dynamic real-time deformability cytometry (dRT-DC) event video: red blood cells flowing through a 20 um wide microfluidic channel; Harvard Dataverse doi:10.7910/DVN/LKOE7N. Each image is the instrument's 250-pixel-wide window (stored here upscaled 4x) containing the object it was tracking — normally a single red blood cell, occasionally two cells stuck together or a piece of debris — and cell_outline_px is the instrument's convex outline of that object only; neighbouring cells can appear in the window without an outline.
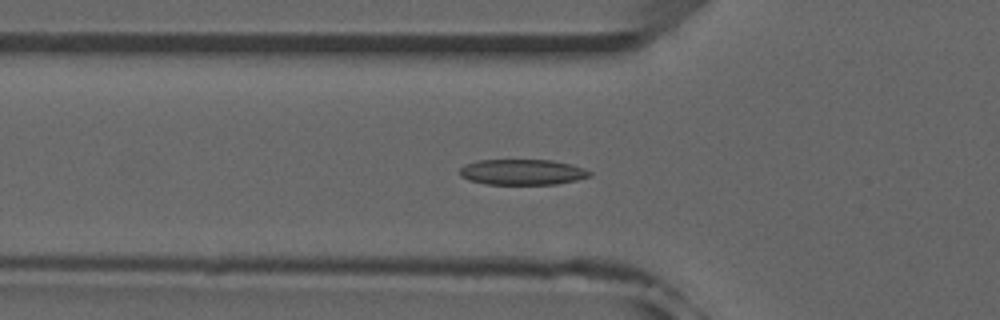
{"species": "common noctule bat (a hibernating species)", "species_latin": "Nyctalus noctula", "temperature_condition": "room temperature", "stored_images_in_passage": 52, "camera_frame_rate_fps": 3000, "um_per_image_px": 0.085, "animal": {"sex": "male", "forearm_length_mm": 52.5}, "frame": {"image": 1, "passage_image": 18, "time_ms": 5.667, "image_size_px": [1000, 320], "cell_outline_px": [[592, 176], [576, 180], [556, 184], [488, 184], [468, 180], [460, 176], [460, 168], [464, 164], [476, 160], [552, 160], [572, 164], [584, 168], [592, 172]], "centroid_in_image_um": [44.4, 14.62], "position_along_channel_um": 81.4, "area_um2": 19.54}}
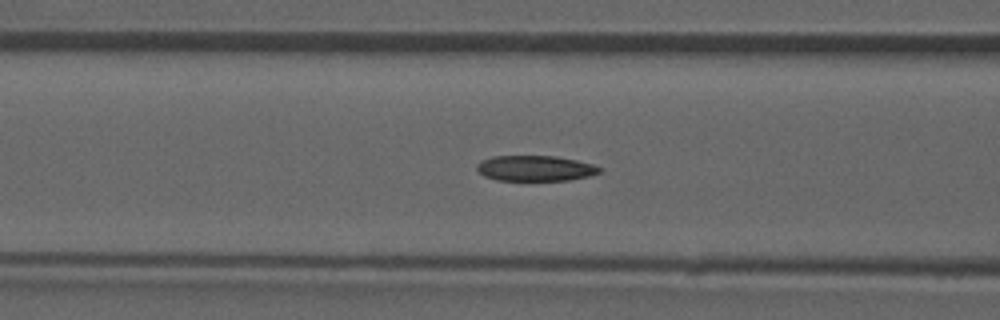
{"frame": {"image": 2, "passage_image": 21, "time_ms": 6.667, "image_size_px": [1000, 320], "cell_outline_px": [[600, 172], [588, 176], [568, 180], [496, 180], [484, 176], [476, 168], [476, 164], [480, 160], [492, 156], [556, 156], [576, 160], [592, 164], [600, 168]], "centroid_in_image_um": [45.44, 14.3], "position_along_channel_um": 121.2, "area_um2": 18.15}}
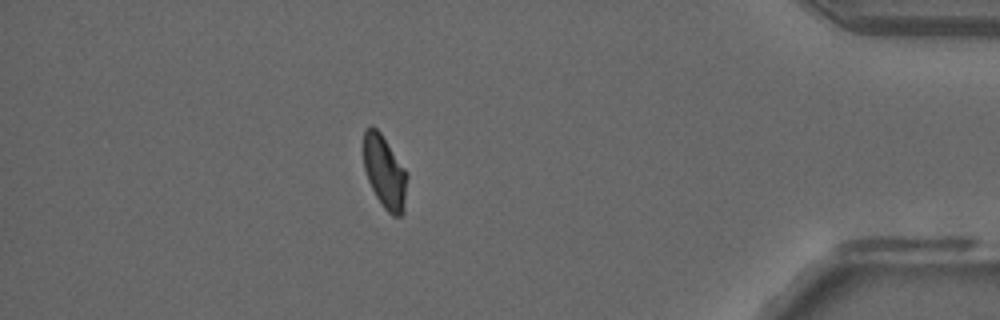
{"frame": {"image": 3, "passage_image": 46, "time_ms": 15.0, "image_size_px": [1000, 320], "cell_outline_px": [[408, 176], [404, 212], [400, 216], [392, 216], [384, 208], [376, 196], [368, 180], [364, 168], [364, 132], [372, 124], [380, 132], [404, 168]], "centroid_in_image_um": [32.71, 14.65], "position_along_channel_um": 402.5, "area_um2": 18.32}, "authors_computed_cell_mechanics": {"area_um2": 19.4208, "velocity_mm_per_s": 3.9183, "shape_relaxation_time_tau1_ms": 9.5714, "shape_relaxation_time_tau2_ms": 4.2555, "deformation_change_tau1": 0.2184, "deformation_change_tau2": 0.0987}}